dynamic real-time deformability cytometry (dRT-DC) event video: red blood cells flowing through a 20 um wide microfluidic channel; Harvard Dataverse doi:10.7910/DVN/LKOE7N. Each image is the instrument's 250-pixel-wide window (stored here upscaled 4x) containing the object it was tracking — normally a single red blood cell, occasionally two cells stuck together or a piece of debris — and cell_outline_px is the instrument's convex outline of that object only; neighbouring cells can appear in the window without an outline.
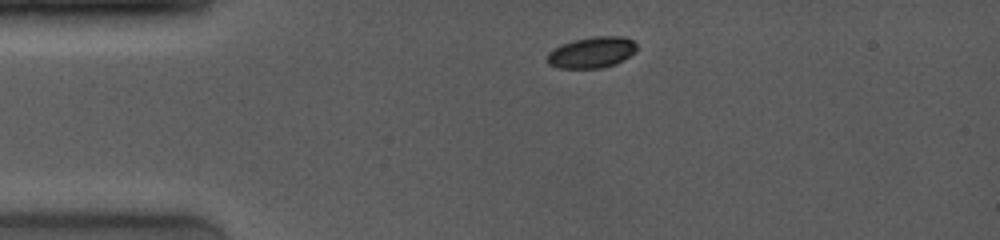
{"species": "common noctule bat (a hibernating species)", "species_latin": "Nyctalus noctula", "temperature_condition": "room temperature", "stored_images_in_passage": 5, "camera_frame_rate_fps": 4000, "um_per_image_px": 0.085, "animal": {"sex": "female", "body_mass_g": 19.0, "forearm_length_mm": 53.3}, "frame": {"image": 1, "passage_image": 1, "time_ms": 0.0, "image_size_px": [1000, 240], "cell_outline_px": [[636, 52], [616, 64], [600, 68], [560, 68], [548, 64], [548, 52], [552, 48], [560, 44], [572, 40], [592, 36], [624, 36], [632, 40], [636, 44]], "centroid_in_image_um": [50.29, 4.44], "position_along_channel_um": 34.7, "area_um2": 16.42}}
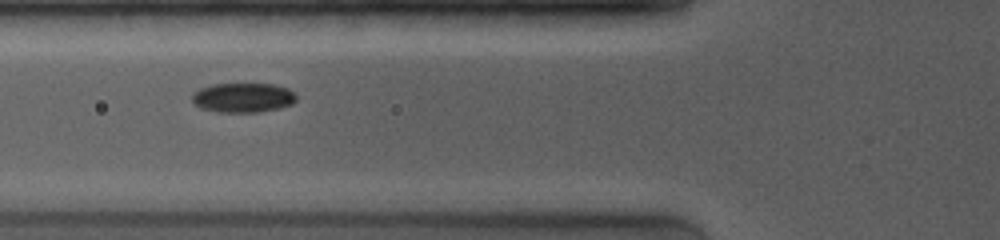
{"frame": {"image": 2, "passage_image": 4, "time_ms": 2.75, "image_size_px": [1000, 240], "cell_outline_px": [[296, 100], [292, 104], [280, 108], [256, 112], [216, 112], [200, 108], [192, 100], [192, 92], [200, 88], [212, 84], [272, 84], [288, 88], [296, 96]], "centroid_in_image_um": [20.63, 8.3], "position_along_channel_um": 105.2, "area_um2": 17.98}}
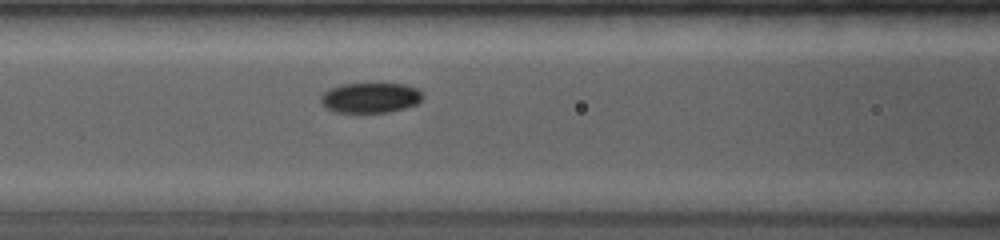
{"frame": {"image": 3, "passage_image": 5, "time_ms": 3.5, "image_size_px": [1000, 240], "cell_outline_px": [[424, 96], [416, 104], [404, 108], [388, 112], [336, 112], [320, 104], [320, 96], [328, 88], [344, 84], [404, 84], [416, 88]], "centroid_in_image_um": [31.45, 8.31], "position_along_channel_um": 135.2, "area_um2": 17.8}}